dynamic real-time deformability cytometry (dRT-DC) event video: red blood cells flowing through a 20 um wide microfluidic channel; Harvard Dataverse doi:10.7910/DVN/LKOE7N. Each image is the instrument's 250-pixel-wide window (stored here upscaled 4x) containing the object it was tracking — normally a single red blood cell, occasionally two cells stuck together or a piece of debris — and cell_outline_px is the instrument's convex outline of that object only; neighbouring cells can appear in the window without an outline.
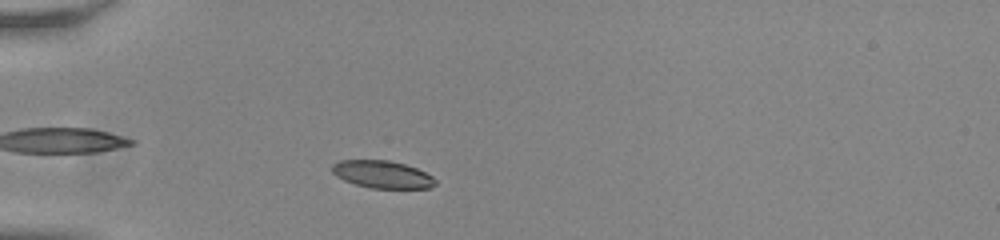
{"species": "common noctule bat (a hibernating species)", "species_latin": "Nyctalus noctula", "temperature_condition": "room temperature", "stored_images_in_passage": 44, "camera_frame_rate_fps": 3000, "um_per_image_px": 0.085, "animal": {"sex": "male", "body_mass_g": 20.0, "forearm_length_mm": 53.3}, "frame": {"image": 1, "passage_image": 6, "time_ms": 1.667, "image_size_px": [1000, 240], "cell_outline_px": [[436, 184], [428, 188], [372, 188], [356, 184], [344, 180], [336, 176], [332, 172], [332, 164], [340, 160], [388, 160], [404, 164], [416, 168], [432, 176], [436, 180]], "centroid_in_image_um": [32.48, 14.82], "position_along_channel_um": 52.5, "area_um2": 16.42}}
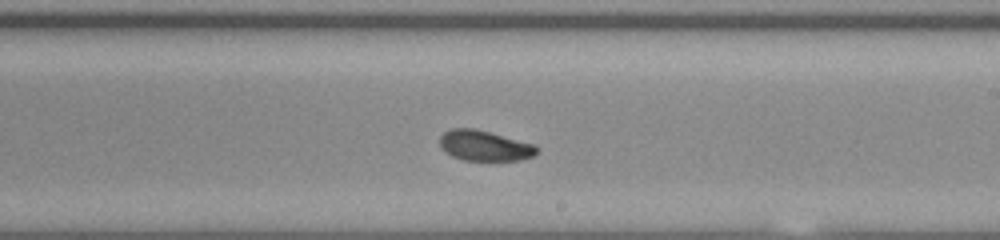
{"frame": {"image": 2, "passage_image": 23, "time_ms": 7.333, "image_size_px": [1000, 240], "cell_outline_px": [[540, 152], [532, 156], [520, 160], [464, 160], [452, 156], [444, 152], [440, 148], [440, 136], [444, 132], [452, 128], [472, 128], [488, 132], [532, 144], [540, 148]], "centroid_in_image_um": [41.16, 12.39], "position_along_channel_um": 247.8, "area_um2": 17.05}}
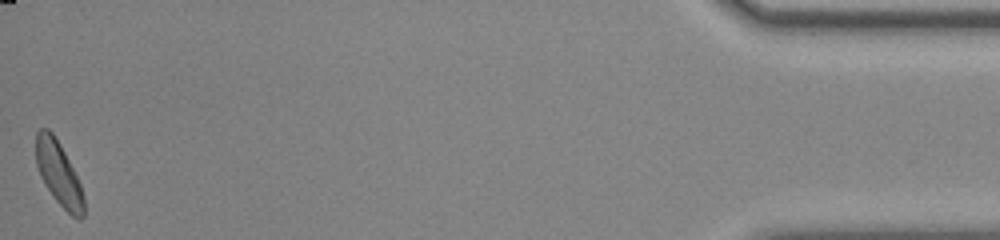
{"frame": {"image": 3, "passage_image": 44, "time_ms": 14.333, "image_size_px": [1000, 240], "cell_outline_px": [[84, 216], [80, 220], [72, 216], [56, 200], [44, 184], [40, 176], [36, 164], [36, 132], [40, 128], [48, 128], [52, 132], [60, 144], [80, 184], [84, 196]], "centroid_in_image_um": [4.98, 14.75], "position_along_channel_um": 430.2, "area_um2": 17.63}, "authors_computed_cell_mechanics": {"area_um2": 17.2533, "velocity_mm_per_s": 3.8011, "shape_relaxation_time_tau1_ms": 1.9226, "shape_relaxation_time_tau2_ms": 5.1963, "deformation_change_tau1": 0.1007, "deformation_change_tau2": 0.1209}}